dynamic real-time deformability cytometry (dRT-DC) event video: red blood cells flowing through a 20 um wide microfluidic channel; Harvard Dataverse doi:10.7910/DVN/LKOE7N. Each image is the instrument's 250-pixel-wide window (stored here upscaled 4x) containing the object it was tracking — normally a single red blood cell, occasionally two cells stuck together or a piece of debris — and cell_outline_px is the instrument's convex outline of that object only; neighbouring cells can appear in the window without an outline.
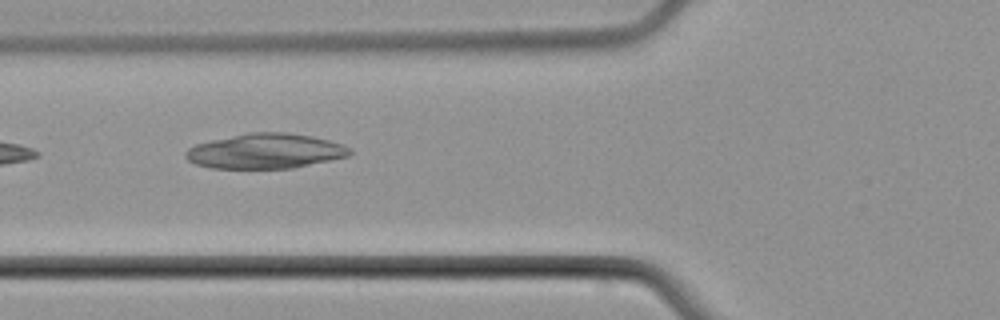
{"species": "common noctule bat (a hibernating species)", "species_latin": "Nyctalus noctula", "temperature_condition": "cold", "stored_images_in_passage": 5, "camera_frame_rate_fps": 3000, "um_per_image_px": 0.085, "animal": {"sex": "male", "body_mass_g": 21.5, "forearm_length_mm": 52.0}, "frame": {"image": 1, "passage_image": 5, "time_ms": 5.667, "image_size_px": [1000, 320], "cell_outline_px": [[352, 152], [348, 156], [292, 168], [212, 168], [196, 164], [188, 160], [184, 156], [184, 152], [188, 148], [196, 144], [212, 140], [248, 132], [288, 132], [312, 136], [344, 144], [352, 148]], "centroid_in_image_um": [22.56, 12.83], "position_along_channel_um": 103.2, "area_um2": 33.47}}